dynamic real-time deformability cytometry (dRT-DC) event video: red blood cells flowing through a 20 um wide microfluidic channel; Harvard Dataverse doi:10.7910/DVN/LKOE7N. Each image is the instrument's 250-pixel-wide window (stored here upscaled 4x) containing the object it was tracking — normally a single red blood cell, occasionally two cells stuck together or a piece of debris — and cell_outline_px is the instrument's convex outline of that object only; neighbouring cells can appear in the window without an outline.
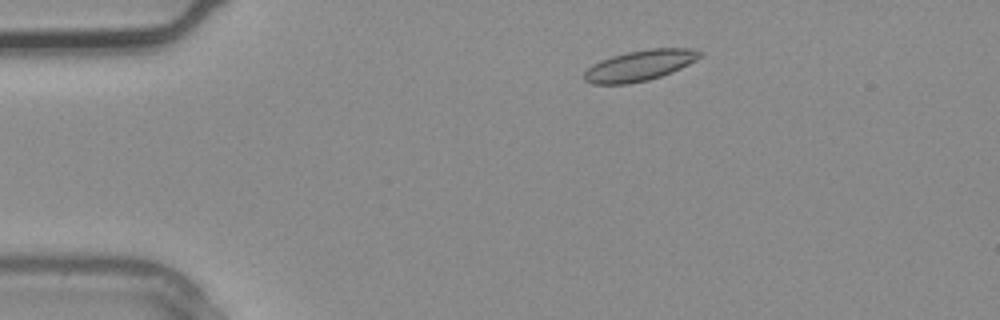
{"species": "common noctule bat (a hibernating species)", "species_latin": "Nyctalus noctula", "temperature_condition": "warm", "stored_images_in_passage": 1, "camera_frame_rate_fps": 3000, "um_per_image_px": 0.085, "animal": {"sex": "male", "body_mass_g": 20.4}, "frame": {"image": 1, "passage_image": 1, "time_ms": 0.0, "image_size_px": [1000, 320], "cell_outline_px": [[704, 52], [696, 60], [672, 72], [648, 80], [628, 84], [592, 84], [584, 80], [584, 72], [592, 64], [600, 60], [612, 56], [628, 52], [652, 48], [692, 48]], "centroid_in_image_um": [54.37, 5.57], "position_along_channel_um": 30.6, "area_um2": 20.63}}